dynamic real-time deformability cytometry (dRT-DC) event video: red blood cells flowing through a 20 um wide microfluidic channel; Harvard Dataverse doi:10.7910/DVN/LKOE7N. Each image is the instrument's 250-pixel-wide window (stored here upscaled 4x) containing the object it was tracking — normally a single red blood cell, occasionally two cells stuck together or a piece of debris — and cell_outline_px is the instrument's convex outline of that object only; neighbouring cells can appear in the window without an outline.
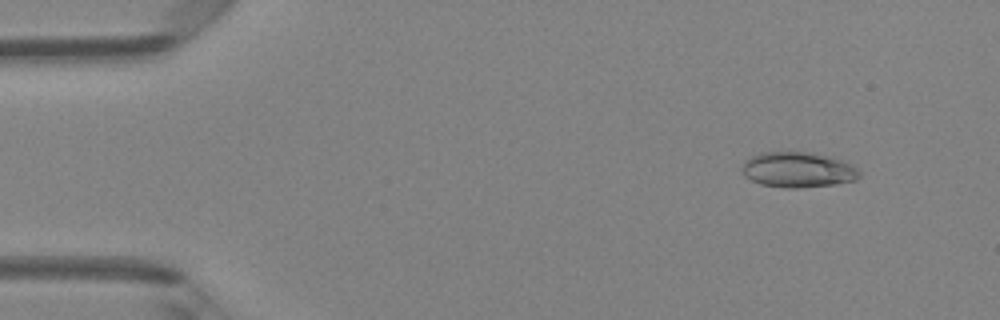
{"species": "Egyptian fruit bat (a non-hibernating species)", "species_latin": "Rousettus aegyptiacus", "temperature_condition": "room temperature", "stored_images_in_passage": 14, "camera_frame_rate_fps": 3000, "um_per_image_px": 0.085, "animal": {"sex": "female"}, "frame": {"image": 1, "passage_image": 5, "time_ms": 1.333, "image_size_px": [1000, 320], "cell_outline_px": [[860, 176], [856, 180], [832, 184], [800, 188], [784, 188], [760, 184], [744, 176], [744, 160], [760, 152], [812, 152], [828, 156], [852, 164], [860, 172]], "centroid_in_image_um": [67.83, 14.43], "position_along_channel_um": 17.2, "area_um2": 24.1}}